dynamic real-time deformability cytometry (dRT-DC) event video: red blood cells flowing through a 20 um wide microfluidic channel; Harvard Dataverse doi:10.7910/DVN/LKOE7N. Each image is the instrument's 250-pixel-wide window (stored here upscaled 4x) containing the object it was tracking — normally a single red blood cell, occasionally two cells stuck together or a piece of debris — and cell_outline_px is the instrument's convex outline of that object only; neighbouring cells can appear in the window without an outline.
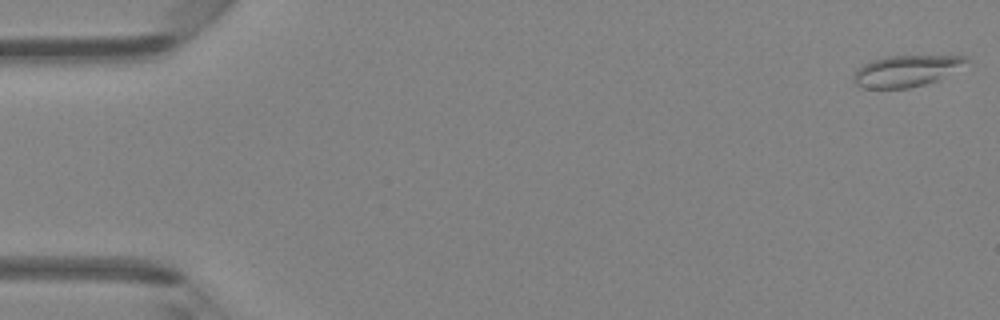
{"species": "Egyptian fruit bat (a non-hibernating species)", "species_latin": "Rousettus aegyptiacus", "temperature_condition": "room temperature", "stored_images_in_passage": 10, "camera_frame_rate_fps": 3000, "um_per_image_px": 0.085, "animal": {"sex": "female"}, "frame": {"image": 1, "passage_image": 1, "time_ms": 0.0, "image_size_px": [1000, 320], "cell_outline_px": [[968, 60], [936, 80], [924, 84], [908, 88], [868, 88], [856, 84], [852, 80], [852, 76], [856, 68], [872, 60], [888, 56], [964, 56]], "centroid_in_image_um": [76.89, 6.03], "position_along_channel_um": 8.1, "area_um2": 19.88}}